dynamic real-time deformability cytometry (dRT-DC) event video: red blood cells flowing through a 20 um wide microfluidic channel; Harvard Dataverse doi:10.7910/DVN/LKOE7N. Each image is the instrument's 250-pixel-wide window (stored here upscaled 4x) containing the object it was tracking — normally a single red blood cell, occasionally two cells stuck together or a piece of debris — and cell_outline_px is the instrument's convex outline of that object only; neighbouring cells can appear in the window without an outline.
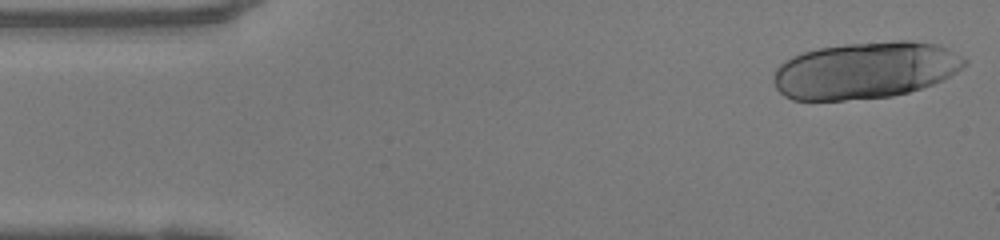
{"species": "human", "species_latin": "Homo sapiens", "temperature_condition": "warm", "stored_images_in_passage": 47, "segment_of_instrument_passage": [1, 2], "camera_frame_rate_fps": 3000, "um_per_image_px": 0.085, "donor": {"sex": "female"}, "frame": {"image": 1, "passage_image": 1, "time_ms": 0.0, "image_size_px": [1000, 240], "cell_outline_px": [[968, 64], [956, 72], [932, 84], [908, 92], [892, 96], [844, 100], [792, 100], [784, 96], [776, 88], [776, 68], [784, 60], [792, 56], [804, 52], [820, 48], [844, 44], [900, 40], [908, 40], [940, 44], [964, 56], [968, 60]], "centroid_in_image_um": [73.59, 5.96], "position_along_channel_um": 11.4, "area_um2": 63.23}}